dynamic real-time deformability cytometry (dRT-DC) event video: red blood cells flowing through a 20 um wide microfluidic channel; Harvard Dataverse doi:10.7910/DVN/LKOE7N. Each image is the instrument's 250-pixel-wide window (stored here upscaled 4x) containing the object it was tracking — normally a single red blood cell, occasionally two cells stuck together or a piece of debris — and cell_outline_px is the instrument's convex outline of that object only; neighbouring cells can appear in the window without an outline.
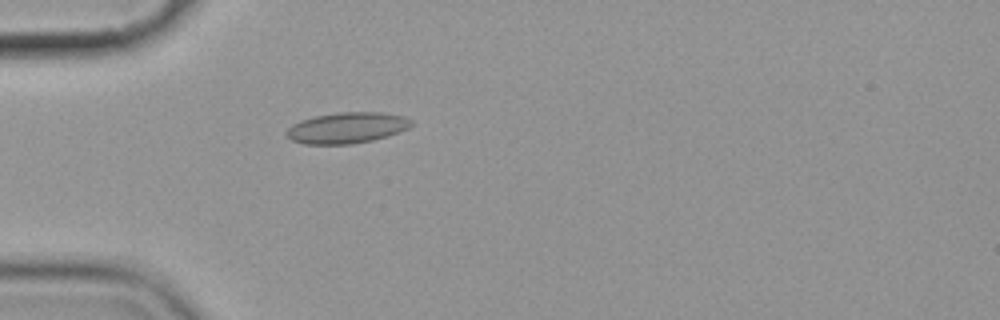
{"species": "common noctule bat (a hibernating species)", "species_latin": "Nyctalus noctula", "temperature_condition": "cold", "stored_images_in_passage": 2, "camera_frame_rate_fps": 3000, "um_per_image_px": 0.085, "animal": {"sex": "female", "body_mass_g": 19.9}, "frame": {"image": 1, "passage_image": 2, "time_ms": 1.0, "image_size_px": [1000, 320], "cell_outline_px": [[416, 124], [400, 132], [388, 136], [372, 140], [352, 144], [304, 144], [292, 140], [284, 136], [284, 132], [292, 124], [300, 120], [316, 116], [336, 112], [380, 112], [404, 116], [412, 120]], "centroid_in_image_um": [29.49, 10.86], "position_along_channel_um": 55.5, "area_um2": 22.83}}